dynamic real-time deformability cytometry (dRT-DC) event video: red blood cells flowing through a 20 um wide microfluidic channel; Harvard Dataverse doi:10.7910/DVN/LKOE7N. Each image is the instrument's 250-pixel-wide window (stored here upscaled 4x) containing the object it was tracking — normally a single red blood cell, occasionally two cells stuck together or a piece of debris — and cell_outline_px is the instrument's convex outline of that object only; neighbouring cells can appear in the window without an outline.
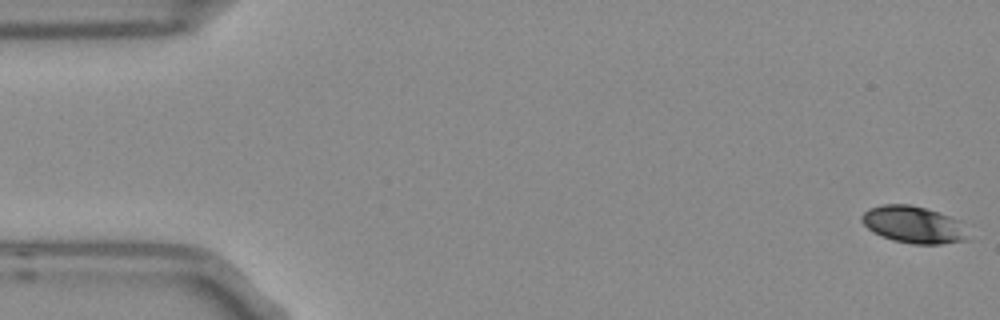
{"species": "Egyptian fruit bat (a non-hibernating species)", "species_latin": "Rousettus aegyptiacus", "temperature_condition": "room temperature", "stored_images_in_passage": 6, "segment_of_instrument_passage": [1, 2], "camera_frame_rate_fps": 3000, "um_per_image_px": 0.085, "frame": {"image": 1, "passage_image": 1, "time_ms": 0.0, "image_size_px": [1000, 320], "cell_outline_px": [[968, 240], [940, 244], [912, 244], [892, 240], [880, 236], [872, 232], [860, 220], [860, 216], [868, 208], [880, 204], [912, 204], [960, 220]], "centroid_in_image_um": [77.58, 19.09], "position_along_channel_um": 7.4, "area_um2": 22.95}}